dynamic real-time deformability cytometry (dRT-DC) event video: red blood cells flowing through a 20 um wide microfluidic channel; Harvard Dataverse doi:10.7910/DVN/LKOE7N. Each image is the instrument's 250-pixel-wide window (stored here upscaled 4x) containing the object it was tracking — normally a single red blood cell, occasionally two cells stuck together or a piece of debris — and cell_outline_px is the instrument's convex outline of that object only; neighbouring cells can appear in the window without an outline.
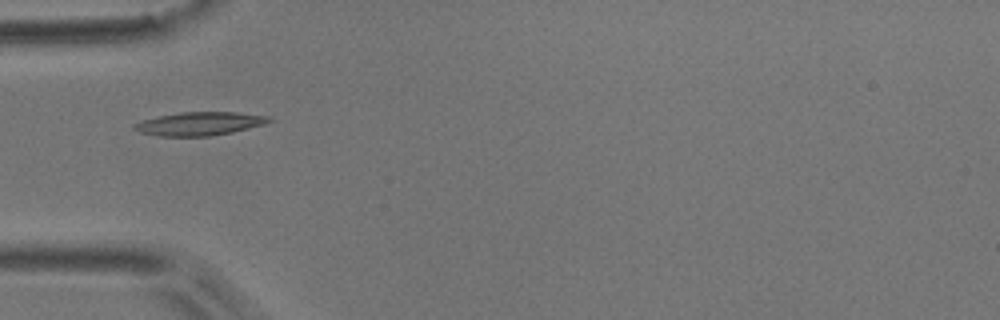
{"species": "common noctule bat (a hibernating species)", "species_latin": "Nyctalus noctula", "temperature_condition": "room temperature", "stored_images_in_passage": 3, "camera_frame_rate_fps": 3000, "um_per_image_px": 0.085, "animal": {"sex": "male", "body_mass_g": 17.9}, "frame": {"image": 1, "passage_image": 1, "time_ms": 0.0, "image_size_px": [1000, 320], "cell_outline_px": [[272, 120], [264, 124], [232, 132], [212, 136], [156, 136], [140, 132], [132, 128], [132, 124], [144, 120], [160, 116], [180, 112], [236, 112], [268, 116]], "centroid_in_image_um": [16.94, 10.52], "position_along_channel_um": 68.1, "area_um2": 18.26}}
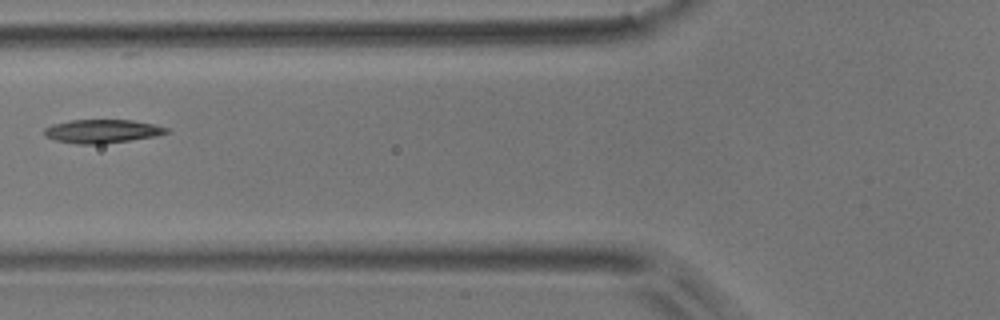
{"frame": {"image": 2, "passage_image": 2, "time_ms": 1.333, "image_size_px": [1000, 320], "cell_outline_px": [[172, 132], [156, 136], [100, 144], [76, 144], [56, 140], [44, 136], [44, 128], [52, 124], [72, 120], [132, 120], [152, 124], [168, 128]], "centroid_in_image_um": [8.67, 11.15], "position_along_channel_um": 117.1, "area_um2": 16.7}}
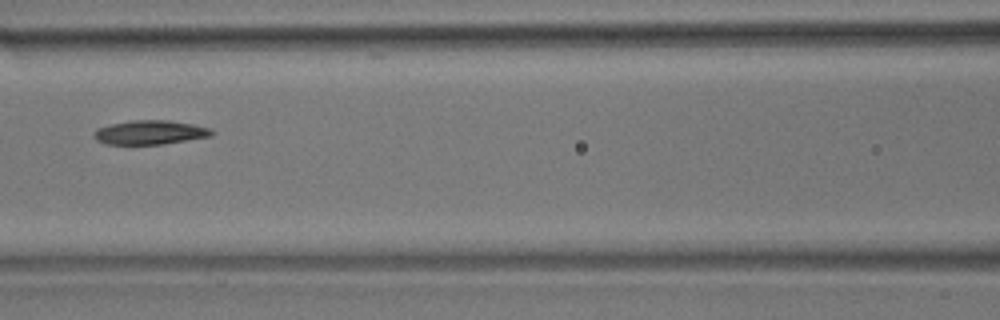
{"frame": {"image": 3, "passage_image": 3, "time_ms": 2.333, "image_size_px": [1000, 320], "cell_outline_px": [[216, 132], [212, 136], [164, 144], [104, 144], [96, 140], [92, 136], [92, 132], [96, 128], [112, 124], [132, 120], [168, 120], [192, 124], [212, 128]], "centroid_in_image_um": [12.75, 11.26], "position_along_channel_um": 153.8, "area_um2": 16.76}}